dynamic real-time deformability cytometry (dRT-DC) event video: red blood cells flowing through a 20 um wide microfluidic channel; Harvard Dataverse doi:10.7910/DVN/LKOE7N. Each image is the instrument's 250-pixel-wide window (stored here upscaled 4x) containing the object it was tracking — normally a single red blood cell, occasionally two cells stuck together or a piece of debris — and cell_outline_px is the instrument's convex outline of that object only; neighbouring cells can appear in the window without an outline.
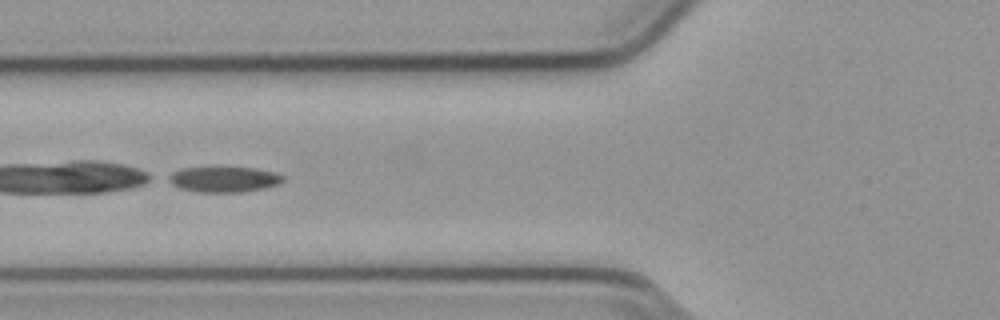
{"species": "common noctule bat (a hibernating species)", "species_latin": "Nyctalus noctula", "temperature_condition": "cold", "stored_images_in_passage": 45, "camera_frame_rate_fps": 3000, "um_per_image_px": 0.085, "animal": {"sex": "male", "body_mass_g": 23.1, "forearm_length_mm": 52.7}, "frame": {"image": 1, "passage_image": 20, "time_ms": 6.333, "image_size_px": [1000, 320], "cell_outline_px": [[284, 180], [276, 184], [264, 188], [240, 192], [196, 192], [180, 188], [164, 180], [164, 176], [172, 172], [184, 168], [256, 168], [276, 172], [284, 176]], "centroid_in_image_um": [18.97, 15.25], "position_along_channel_um": 106.8, "area_um2": 17.05}}
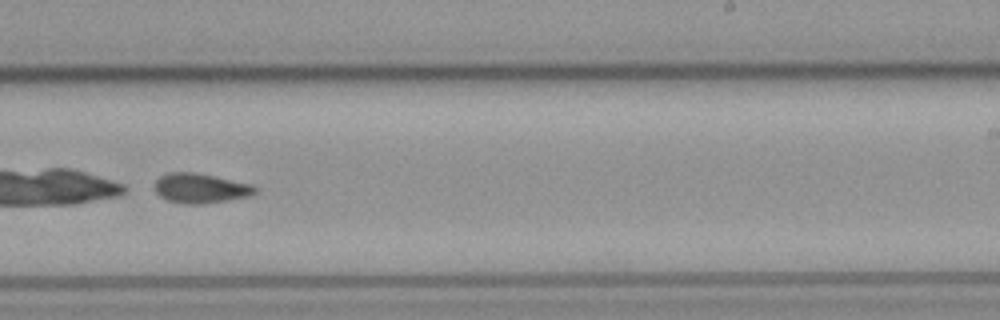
{"frame": {"image": 2, "passage_image": 33, "time_ms": 10.667, "image_size_px": [1000, 320], "cell_outline_px": [[256, 192], [252, 196], [204, 204], [180, 204], [168, 200], [160, 196], [156, 192], [156, 180], [160, 176], [168, 172], [192, 172], [252, 184], [256, 188]], "centroid_in_image_um": [17.05, 16.01], "position_along_channel_um": 272.0, "area_um2": 17.34}, "authors_computed_cell_mechanics": {"area_um2": 17.918, "velocity_mm_per_s": 3.798, "shape_relaxation_time_tau1_ms": 1.0036, "shape_relaxation_time_tau2_ms": 3.9902, "deformation_change_tau1": 0.269, "deformation_change_tau2": 0.1005}}